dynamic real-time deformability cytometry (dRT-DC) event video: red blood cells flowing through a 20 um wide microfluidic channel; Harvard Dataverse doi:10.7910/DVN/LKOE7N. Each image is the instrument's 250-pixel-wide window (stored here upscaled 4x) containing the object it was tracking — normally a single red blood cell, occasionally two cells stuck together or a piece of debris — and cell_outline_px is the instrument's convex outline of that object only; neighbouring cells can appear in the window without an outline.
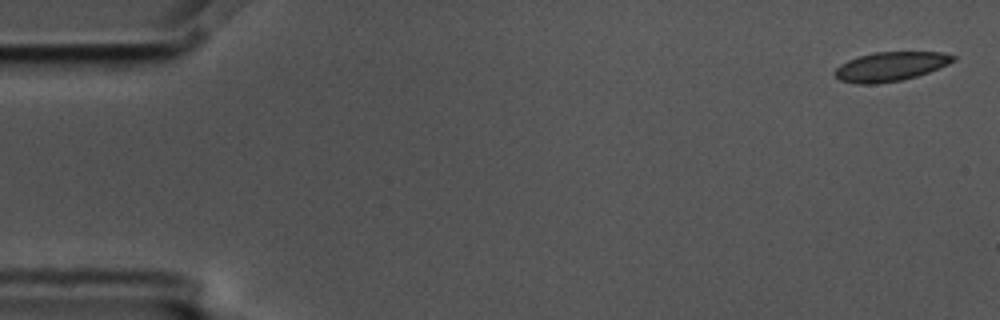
{"species": "common noctule bat (a hibernating species)", "species_latin": "Nyctalus noctula", "temperature_condition": "cold", "stored_images_in_passage": 7, "camera_frame_rate_fps": 3000, "um_per_image_px": 0.085, "animal": {"sex": "male", "body_mass_g": 17.5, "forearm_length_mm": 52.3}, "frame": {"image": 1, "passage_image": 1, "time_ms": 0.0, "image_size_px": [1000, 320], "cell_outline_px": [[956, 60], [948, 64], [928, 72], [916, 76], [900, 80], [872, 84], [856, 84], [840, 80], [832, 72], [840, 64], [848, 60], [872, 52], [944, 52], [956, 56]], "centroid_in_image_um": [75.68, 5.64], "position_along_channel_um": 9.3, "area_um2": 20.06}}
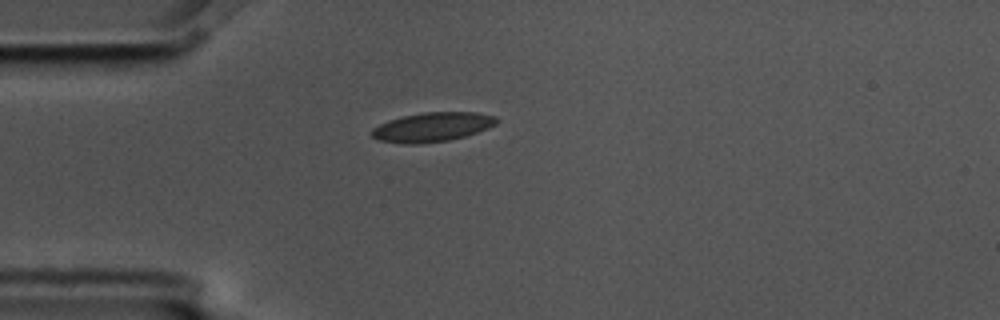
{"frame": {"image": 2, "passage_image": 4, "time_ms": 1.0, "image_size_px": [1000, 320], "cell_outline_px": [[500, 120], [496, 124], [488, 128], [464, 136], [448, 140], [420, 144], [404, 144], [380, 140], [372, 136], [372, 128], [388, 120], [404, 116], [424, 112], [476, 112], [496, 116]], "centroid_in_image_um": [36.77, 10.79], "position_along_channel_um": 48.2, "area_um2": 21.21}}